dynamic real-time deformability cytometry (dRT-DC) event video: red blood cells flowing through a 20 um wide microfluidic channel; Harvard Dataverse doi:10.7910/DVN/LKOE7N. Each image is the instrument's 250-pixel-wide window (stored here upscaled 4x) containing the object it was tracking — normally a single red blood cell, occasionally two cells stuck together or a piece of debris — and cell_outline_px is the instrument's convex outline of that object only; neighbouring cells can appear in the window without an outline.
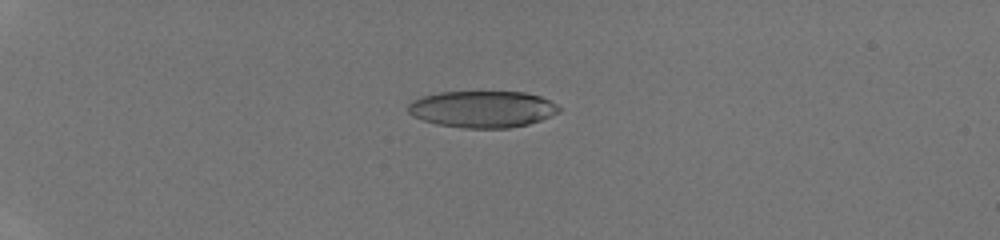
{"species": "human", "species_latin": "Homo sapiens", "temperature_condition": "room temperature", "stored_images_in_passage": 38, "camera_frame_rate_fps": 3000, "um_per_image_px": 0.085, "donor": {"sex": "male"}, "frame": {"image": 1, "passage_image": 5, "time_ms": 1.333, "image_size_px": [1000, 240], "cell_outline_px": [[560, 112], [540, 120], [528, 124], [508, 128], [464, 128], [436, 124], [424, 120], [408, 112], [408, 104], [412, 100], [424, 96], [440, 92], [524, 92], [540, 96], [556, 104], [560, 108]], "centroid_in_image_um": [41.01, 9.28], "position_along_channel_um": 44.0, "area_um2": 32.08}}
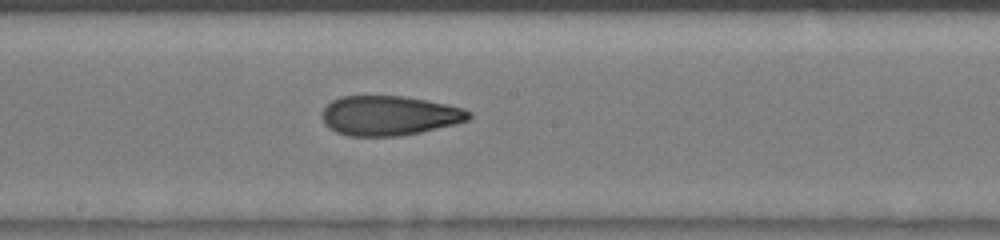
{"frame": {"image": 2, "passage_image": 20, "time_ms": 6.333, "image_size_px": [1000, 240], "cell_outline_px": [[472, 116], [468, 120], [456, 124], [420, 132], [396, 136], [348, 136], [336, 132], [328, 128], [324, 124], [320, 116], [320, 112], [332, 100], [340, 96], [404, 96], [464, 108], [472, 112]], "centroid_in_image_um": [33.05, 9.83], "position_along_channel_um": 215.2, "area_um2": 34.1}}
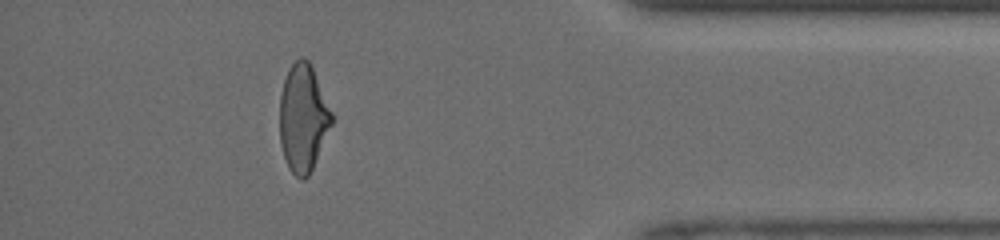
{"frame": {"image": 3, "passage_image": 34, "time_ms": 11.0, "image_size_px": [1000, 240], "cell_outline_px": [[332, 124], [312, 168], [308, 176], [304, 180], [300, 180], [288, 168], [280, 144], [280, 96], [284, 80], [288, 68], [300, 56], [304, 56], [308, 60], [312, 68], [332, 112]], "centroid_in_image_um": [25.74, 10.03], "position_along_channel_um": 409.5, "area_um2": 32.31}}